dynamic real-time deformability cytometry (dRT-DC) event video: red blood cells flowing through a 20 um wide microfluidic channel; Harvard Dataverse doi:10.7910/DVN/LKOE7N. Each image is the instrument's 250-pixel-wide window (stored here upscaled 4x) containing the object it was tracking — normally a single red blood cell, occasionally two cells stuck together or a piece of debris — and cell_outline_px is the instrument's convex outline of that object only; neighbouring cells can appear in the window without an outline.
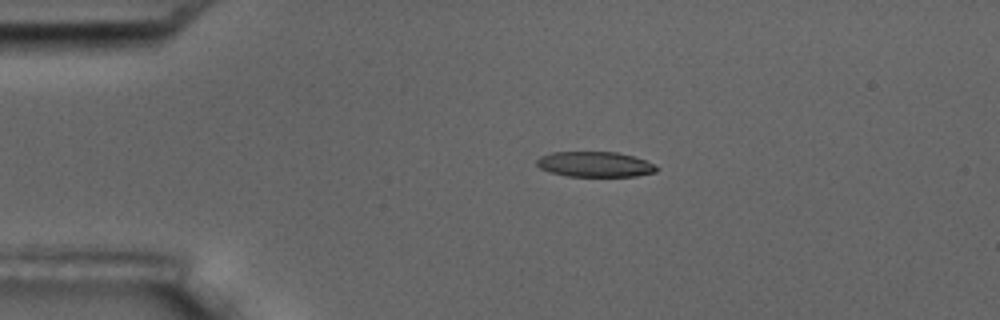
{"species": "common noctule bat (a hibernating species)", "species_latin": "Nyctalus noctula", "temperature_condition": "room temperature", "stored_images_in_passage": 6, "camera_frame_rate_fps": 3000, "um_per_image_px": 0.085, "animal": {"sex": "male", "body_mass_g": 17.5, "forearm_length_mm": 52.3}, "frame": {"image": 1, "passage_image": 3, "time_ms": 2.333, "image_size_px": [1000, 320], "cell_outline_px": [[660, 168], [656, 172], [636, 176], [568, 176], [552, 172], [540, 168], [536, 164], [536, 160], [540, 156], [552, 152], [616, 152], [632, 156], [644, 160]], "centroid_in_image_um": [50.56, 13.96], "position_along_channel_um": 34.4, "area_um2": 17.51}}